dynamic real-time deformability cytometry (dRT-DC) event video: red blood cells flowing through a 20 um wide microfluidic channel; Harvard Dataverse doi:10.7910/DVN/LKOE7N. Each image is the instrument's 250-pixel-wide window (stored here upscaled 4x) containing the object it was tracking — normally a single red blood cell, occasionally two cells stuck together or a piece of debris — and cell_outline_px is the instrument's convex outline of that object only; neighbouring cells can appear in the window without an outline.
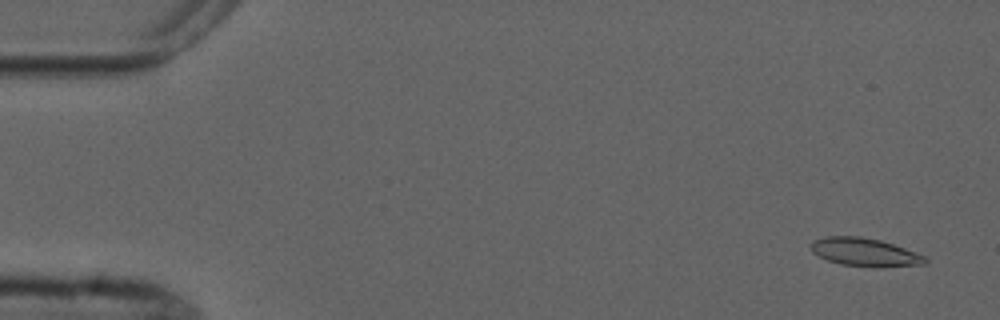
{"species": "common noctule bat (a hibernating species)", "species_latin": "Nyctalus noctula", "temperature_condition": "cold", "stored_images_in_passage": 5, "camera_frame_rate_fps": 3000, "um_per_image_px": 0.085, "animal": {"sex": "male", "forearm_length_mm": 52.5}, "frame": {"image": 1, "passage_image": 1, "time_ms": 0.0, "image_size_px": [1000, 320], "cell_outline_px": [[928, 260], [924, 264], [840, 264], [828, 260], [812, 252], [812, 240], [824, 236], [860, 236], [880, 240], [904, 248], [924, 256]], "centroid_in_image_um": [73.4, 21.36], "position_along_channel_um": 11.6, "area_um2": 17.51}}